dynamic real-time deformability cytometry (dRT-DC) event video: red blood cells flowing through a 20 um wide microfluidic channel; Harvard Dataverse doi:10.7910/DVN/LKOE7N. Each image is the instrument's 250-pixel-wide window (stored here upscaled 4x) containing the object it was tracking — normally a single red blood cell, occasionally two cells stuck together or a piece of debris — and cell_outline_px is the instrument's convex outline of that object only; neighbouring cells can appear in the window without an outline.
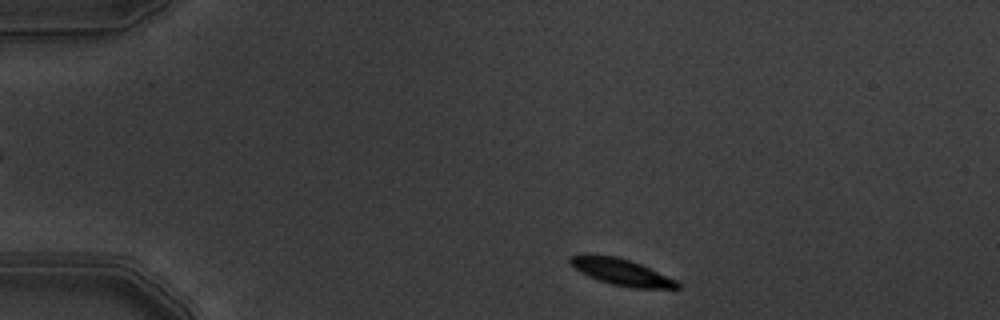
{"species": "common noctule bat (a hibernating species)", "species_latin": "Nyctalus noctula", "temperature_condition": "warm", "stored_images_in_passage": 5, "segment_of_instrument_passage": [2, 2], "camera_frame_rate_fps": 3000, "um_per_image_px": 0.085, "animal": {"sex": "male", "body_mass_g": 19.5, "forearm_length_mm": 54.6}, "frame": {"image": 1, "passage_image": 5, "time_ms": 1.333, "image_size_px": [1000, 320], "cell_outline_px": [[680, 288], [632, 288], [608, 284], [588, 276], [572, 268], [568, 264], [568, 260], [572, 256], [580, 252], [588, 252], [616, 256], [640, 264], [676, 280], [680, 284]], "centroid_in_image_um": [52.69, 23.09], "position_along_channel_um": 32.3, "area_um2": 16.99}}